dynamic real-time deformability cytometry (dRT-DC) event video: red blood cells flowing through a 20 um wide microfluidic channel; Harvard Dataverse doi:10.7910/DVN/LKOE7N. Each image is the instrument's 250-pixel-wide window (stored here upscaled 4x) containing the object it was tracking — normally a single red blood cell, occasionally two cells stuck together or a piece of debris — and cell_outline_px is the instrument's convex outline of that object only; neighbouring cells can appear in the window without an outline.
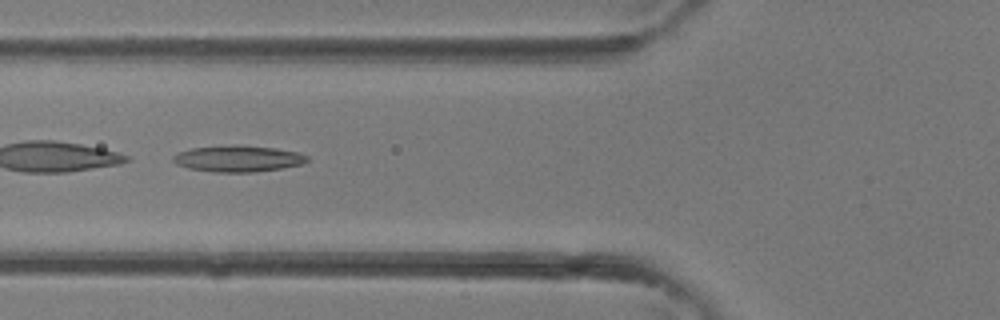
{"species": "common noctule bat (a hibernating species)", "species_latin": "Nyctalus noctula", "temperature_condition": "room temperature", "stored_images_in_passage": 3, "camera_frame_rate_fps": 3000, "um_per_image_px": 0.085, "animal": {"sex": "female"}, "frame": {"image": 1, "passage_image": 3, "time_ms": 0.667, "image_size_px": [1000, 320], "cell_outline_px": [[308, 160], [304, 164], [256, 172], [212, 172], [188, 168], [176, 164], [172, 160], [172, 156], [180, 152], [192, 148], [236, 144], [244, 144], [276, 148], [296, 152], [308, 156]], "centroid_in_image_um": [20.23, 13.47], "position_along_channel_um": 105.6, "area_um2": 20.75}}